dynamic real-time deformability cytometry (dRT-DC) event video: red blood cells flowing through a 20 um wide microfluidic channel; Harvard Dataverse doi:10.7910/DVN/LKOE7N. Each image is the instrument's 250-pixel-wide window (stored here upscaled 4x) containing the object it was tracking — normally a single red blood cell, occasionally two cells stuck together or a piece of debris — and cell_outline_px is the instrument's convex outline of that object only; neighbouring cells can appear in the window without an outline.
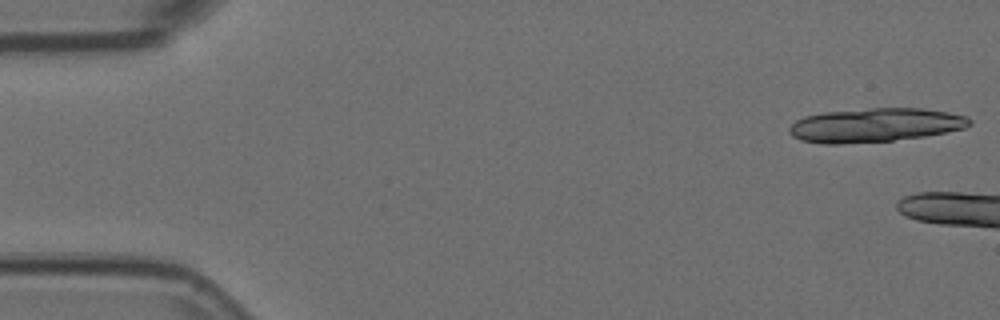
{"species": "Egyptian fruit bat (a non-hibernating species)", "species_latin": "Rousettus aegyptiacus", "temperature_condition": "room temperature", "stored_images_in_passage": 6, "camera_frame_rate_fps": 3000, "um_per_image_px": 0.085, "animal": {"sex": "female"}, "frame": {"image": 1, "passage_image": 1, "time_ms": 0.0, "image_size_px": [1000, 320], "cell_outline_px": [[972, 124], [964, 128], [924, 136], [892, 140], [840, 144], [820, 144], [800, 140], [792, 136], [788, 132], [788, 128], [796, 120], [804, 116], [824, 112], [872, 108], [924, 108], [948, 112], [968, 116], [972, 120]], "centroid_in_image_um": [74.36, 10.63], "position_along_channel_um": 10.6, "area_um2": 35.72}}